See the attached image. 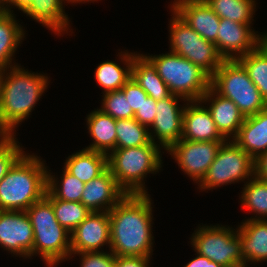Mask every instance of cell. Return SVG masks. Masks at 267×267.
Masks as SVG:
<instances>
[{
    "mask_svg": "<svg viewBox=\"0 0 267 267\" xmlns=\"http://www.w3.org/2000/svg\"><path fill=\"white\" fill-rule=\"evenodd\" d=\"M64 169L84 183L101 175L107 168V155L83 148L69 155Z\"/></svg>",
    "mask_w": 267,
    "mask_h": 267,
    "instance_id": "d4e9b609",
    "label": "cell"
},
{
    "mask_svg": "<svg viewBox=\"0 0 267 267\" xmlns=\"http://www.w3.org/2000/svg\"><path fill=\"white\" fill-rule=\"evenodd\" d=\"M13 13H5L0 17V71L17 65L13 64L14 55L25 38L24 27L16 20Z\"/></svg>",
    "mask_w": 267,
    "mask_h": 267,
    "instance_id": "4316f807",
    "label": "cell"
},
{
    "mask_svg": "<svg viewBox=\"0 0 267 267\" xmlns=\"http://www.w3.org/2000/svg\"><path fill=\"white\" fill-rule=\"evenodd\" d=\"M65 1L69 4L68 0H33L32 4L23 13L57 36H61L65 31L66 33H74L69 29L71 21L64 10Z\"/></svg>",
    "mask_w": 267,
    "mask_h": 267,
    "instance_id": "7402d4cb",
    "label": "cell"
},
{
    "mask_svg": "<svg viewBox=\"0 0 267 267\" xmlns=\"http://www.w3.org/2000/svg\"><path fill=\"white\" fill-rule=\"evenodd\" d=\"M260 45L267 51V32L260 35Z\"/></svg>",
    "mask_w": 267,
    "mask_h": 267,
    "instance_id": "ee69618b",
    "label": "cell"
},
{
    "mask_svg": "<svg viewBox=\"0 0 267 267\" xmlns=\"http://www.w3.org/2000/svg\"><path fill=\"white\" fill-rule=\"evenodd\" d=\"M33 0H4V7L7 13H12V8H18V10H21L24 12L31 4ZM12 6V7H11Z\"/></svg>",
    "mask_w": 267,
    "mask_h": 267,
    "instance_id": "b9f144b4",
    "label": "cell"
},
{
    "mask_svg": "<svg viewBox=\"0 0 267 267\" xmlns=\"http://www.w3.org/2000/svg\"><path fill=\"white\" fill-rule=\"evenodd\" d=\"M151 257L116 256L115 267H149Z\"/></svg>",
    "mask_w": 267,
    "mask_h": 267,
    "instance_id": "f35d334b",
    "label": "cell"
},
{
    "mask_svg": "<svg viewBox=\"0 0 267 267\" xmlns=\"http://www.w3.org/2000/svg\"><path fill=\"white\" fill-rule=\"evenodd\" d=\"M102 106L99 108L114 119L134 118V113L122 90L103 93Z\"/></svg>",
    "mask_w": 267,
    "mask_h": 267,
    "instance_id": "836d02e7",
    "label": "cell"
},
{
    "mask_svg": "<svg viewBox=\"0 0 267 267\" xmlns=\"http://www.w3.org/2000/svg\"><path fill=\"white\" fill-rule=\"evenodd\" d=\"M194 252L224 267L244 264L237 228L223 225L198 226L190 238Z\"/></svg>",
    "mask_w": 267,
    "mask_h": 267,
    "instance_id": "9c48e42d",
    "label": "cell"
},
{
    "mask_svg": "<svg viewBox=\"0 0 267 267\" xmlns=\"http://www.w3.org/2000/svg\"><path fill=\"white\" fill-rule=\"evenodd\" d=\"M131 77L155 101L171 95L168 86L158 75L156 66L145 54L134 52Z\"/></svg>",
    "mask_w": 267,
    "mask_h": 267,
    "instance_id": "cb8c5ba5",
    "label": "cell"
},
{
    "mask_svg": "<svg viewBox=\"0 0 267 267\" xmlns=\"http://www.w3.org/2000/svg\"><path fill=\"white\" fill-rule=\"evenodd\" d=\"M157 101H155L152 97H147L146 100L143 101L140 109L134 114V118L142 125L146 127H150L154 122L156 111H157Z\"/></svg>",
    "mask_w": 267,
    "mask_h": 267,
    "instance_id": "74e56055",
    "label": "cell"
},
{
    "mask_svg": "<svg viewBox=\"0 0 267 267\" xmlns=\"http://www.w3.org/2000/svg\"><path fill=\"white\" fill-rule=\"evenodd\" d=\"M26 213L33 227V256L40 255L47 267H57L62 261H68L70 232L57 221L52 204L44 197L32 204Z\"/></svg>",
    "mask_w": 267,
    "mask_h": 267,
    "instance_id": "5b68a950",
    "label": "cell"
},
{
    "mask_svg": "<svg viewBox=\"0 0 267 267\" xmlns=\"http://www.w3.org/2000/svg\"><path fill=\"white\" fill-rule=\"evenodd\" d=\"M11 136L12 135L3 127L0 121V141L5 140Z\"/></svg>",
    "mask_w": 267,
    "mask_h": 267,
    "instance_id": "7bdbcfd3",
    "label": "cell"
},
{
    "mask_svg": "<svg viewBox=\"0 0 267 267\" xmlns=\"http://www.w3.org/2000/svg\"><path fill=\"white\" fill-rule=\"evenodd\" d=\"M248 265L247 264H243V265H239V266H236V267H247Z\"/></svg>",
    "mask_w": 267,
    "mask_h": 267,
    "instance_id": "7dc6e473",
    "label": "cell"
},
{
    "mask_svg": "<svg viewBox=\"0 0 267 267\" xmlns=\"http://www.w3.org/2000/svg\"><path fill=\"white\" fill-rule=\"evenodd\" d=\"M177 1H179V0H174L173 3L171 2L170 6H172Z\"/></svg>",
    "mask_w": 267,
    "mask_h": 267,
    "instance_id": "c3c4849f",
    "label": "cell"
},
{
    "mask_svg": "<svg viewBox=\"0 0 267 267\" xmlns=\"http://www.w3.org/2000/svg\"><path fill=\"white\" fill-rule=\"evenodd\" d=\"M182 139L190 141H226L216 128L206 106L198 101L184 103Z\"/></svg>",
    "mask_w": 267,
    "mask_h": 267,
    "instance_id": "d6986e66",
    "label": "cell"
},
{
    "mask_svg": "<svg viewBox=\"0 0 267 267\" xmlns=\"http://www.w3.org/2000/svg\"><path fill=\"white\" fill-rule=\"evenodd\" d=\"M76 254L81 257L80 267H115L116 256L111 251L73 253L69 260Z\"/></svg>",
    "mask_w": 267,
    "mask_h": 267,
    "instance_id": "d590c367",
    "label": "cell"
},
{
    "mask_svg": "<svg viewBox=\"0 0 267 267\" xmlns=\"http://www.w3.org/2000/svg\"><path fill=\"white\" fill-rule=\"evenodd\" d=\"M119 60L123 62L124 66L121 67L115 61H104L100 63L94 73L95 80L101 86L102 93L109 91L121 90L126 82L131 78V68L133 63V52L121 51L118 53Z\"/></svg>",
    "mask_w": 267,
    "mask_h": 267,
    "instance_id": "484cf974",
    "label": "cell"
},
{
    "mask_svg": "<svg viewBox=\"0 0 267 267\" xmlns=\"http://www.w3.org/2000/svg\"><path fill=\"white\" fill-rule=\"evenodd\" d=\"M40 156L24 153L0 180V210L26 211L47 192V166Z\"/></svg>",
    "mask_w": 267,
    "mask_h": 267,
    "instance_id": "3957f363",
    "label": "cell"
},
{
    "mask_svg": "<svg viewBox=\"0 0 267 267\" xmlns=\"http://www.w3.org/2000/svg\"><path fill=\"white\" fill-rule=\"evenodd\" d=\"M225 141H190L180 139L167 153L196 184L200 183Z\"/></svg>",
    "mask_w": 267,
    "mask_h": 267,
    "instance_id": "8fae6325",
    "label": "cell"
},
{
    "mask_svg": "<svg viewBox=\"0 0 267 267\" xmlns=\"http://www.w3.org/2000/svg\"><path fill=\"white\" fill-rule=\"evenodd\" d=\"M237 231L244 264L267 262V220L245 219Z\"/></svg>",
    "mask_w": 267,
    "mask_h": 267,
    "instance_id": "ffe728a7",
    "label": "cell"
},
{
    "mask_svg": "<svg viewBox=\"0 0 267 267\" xmlns=\"http://www.w3.org/2000/svg\"><path fill=\"white\" fill-rule=\"evenodd\" d=\"M178 100L187 102L184 98L172 94L168 98L157 101L156 116L149 127L151 141L165 151L182 138L185 106L180 105Z\"/></svg>",
    "mask_w": 267,
    "mask_h": 267,
    "instance_id": "4fadbf2b",
    "label": "cell"
},
{
    "mask_svg": "<svg viewBox=\"0 0 267 267\" xmlns=\"http://www.w3.org/2000/svg\"><path fill=\"white\" fill-rule=\"evenodd\" d=\"M170 11L172 12L169 22L170 52L188 59L212 77L224 61L215 44L203 39L172 8Z\"/></svg>",
    "mask_w": 267,
    "mask_h": 267,
    "instance_id": "ba28073f",
    "label": "cell"
},
{
    "mask_svg": "<svg viewBox=\"0 0 267 267\" xmlns=\"http://www.w3.org/2000/svg\"><path fill=\"white\" fill-rule=\"evenodd\" d=\"M210 87L222 97L232 100L244 117L267 108V102L238 60H224L211 77Z\"/></svg>",
    "mask_w": 267,
    "mask_h": 267,
    "instance_id": "52a82bcc",
    "label": "cell"
},
{
    "mask_svg": "<svg viewBox=\"0 0 267 267\" xmlns=\"http://www.w3.org/2000/svg\"><path fill=\"white\" fill-rule=\"evenodd\" d=\"M126 195L107 168L101 175L85 183L80 202L91 212H109Z\"/></svg>",
    "mask_w": 267,
    "mask_h": 267,
    "instance_id": "2e32d148",
    "label": "cell"
},
{
    "mask_svg": "<svg viewBox=\"0 0 267 267\" xmlns=\"http://www.w3.org/2000/svg\"><path fill=\"white\" fill-rule=\"evenodd\" d=\"M191 261H189L184 267H224L221 264L215 263L214 261L209 260L207 257L202 256L198 253Z\"/></svg>",
    "mask_w": 267,
    "mask_h": 267,
    "instance_id": "60d3db41",
    "label": "cell"
},
{
    "mask_svg": "<svg viewBox=\"0 0 267 267\" xmlns=\"http://www.w3.org/2000/svg\"><path fill=\"white\" fill-rule=\"evenodd\" d=\"M203 39L217 41L219 16L204 0H179L171 7Z\"/></svg>",
    "mask_w": 267,
    "mask_h": 267,
    "instance_id": "e0dca14e",
    "label": "cell"
},
{
    "mask_svg": "<svg viewBox=\"0 0 267 267\" xmlns=\"http://www.w3.org/2000/svg\"><path fill=\"white\" fill-rule=\"evenodd\" d=\"M53 207L59 224L70 233L91 213L81 202L63 201L57 198H46Z\"/></svg>",
    "mask_w": 267,
    "mask_h": 267,
    "instance_id": "d6a6232c",
    "label": "cell"
},
{
    "mask_svg": "<svg viewBox=\"0 0 267 267\" xmlns=\"http://www.w3.org/2000/svg\"><path fill=\"white\" fill-rule=\"evenodd\" d=\"M241 192L240 202L242 209L253 213L250 220H267V181L257 178L255 175L245 181Z\"/></svg>",
    "mask_w": 267,
    "mask_h": 267,
    "instance_id": "83f0119b",
    "label": "cell"
},
{
    "mask_svg": "<svg viewBox=\"0 0 267 267\" xmlns=\"http://www.w3.org/2000/svg\"><path fill=\"white\" fill-rule=\"evenodd\" d=\"M48 80L45 74L26 71L18 64L0 71V121L12 136L45 93Z\"/></svg>",
    "mask_w": 267,
    "mask_h": 267,
    "instance_id": "7a4b0ae2",
    "label": "cell"
},
{
    "mask_svg": "<svg viewBox=\"0 0 267 267\" xmlns=\"http://www.w3.org/2000/svg\"><path fill=\"white\" fill-rule=\"evenodd\" d=\"M151 142L149 128L135 118L117 119L116 148L140 147Z\"/></svg>",
    "mask_w": 267,
    "mask_h": 267,
    "instance_id": "4dcf8cb0",
    "label": "cell"
},
{
    "mask_svg": "<svg viewBox=\"0 0 267 267\" xmlns=\"http://www.w3.org/2000/svg\"><path fill=\"white\" fill-rule=\"evenodd\" d=\"M33 227L26 211L0 210V247L15 256H33Z\"/></svg>",
    "mask_w": 267,
    "mask_h": 267,
    "instance_id": "7c38bea8",
    "label": "cell"
},
{
    "mask_svg": "<svg viewBox=\"0 0 267 267\" xmlns=\"http://www.w3.org/2000/svg\"><path fill=\"white\" fill-rule=\"evenodd\" d=\"M145 55L156 66L172 95L198 101L209 89L211 77L188 59L170 51L162 55Z\"/></svg>",
    "mask_w": 267,
    "mask_h": 267,
    "instance_id": "8992f818",
    "label": "cell"
},
{
    "mask_svg": "<svg viewBox=\"0 0 267 267\" xmlns=\"http://www.w3.org/2000/svg\"><path fill=\"white\" fill-rule=\"evenodd\" d=\"M161 150L153 142L140 147L116 148L107 155V166L127 194H148L144 179L161 170Z\"/></svg>",
    "mask_w": 267,
    "mask_h": 267,
    "instance_id": "277c9868",
    "label": "cell"
},
{
    "mask_svg": "<svg viewBox=\"0 0 267 267\" xmlns=\"http://www.w3.org/2000/svg\"><path fill=\"white\" fill-rule=\"evenodd\" d=\"M254 175L261 180L267 181V152L254 160Z\"/></svg>",
    "mask_w": 267,
    "mask_h": 267,
    "instance_id": "ab89813d",
    "label": "cell"
},
{
    "mask_svg": "<svg viewBox=\"0 0 267 267\" xmlns=\"http://www.w3.org/2000/svg\"><path fill=\"white\" fill-rule=\"evenodd\" d=\"M251 26L225 18L220 20L215 46L224 60H238L260 45L261 34Z\"/></svg>",
    "mask_w": 267,
    "mask_h": 267,
    "instance_id": "5bb4252c",
    "label": "cell"
},
{
    "mask_svg": "<svg viewBox=\"0 0 267 267\" xmlns=\"http://www.w3.org/2000/svg\"><path fill=\"white\" fill-rule=\"evenodd\" d=\"M124 92L125 98L128 100L133 113L135 114L147 99V93L134 81L131 77L121 89Z\"/></svg>",
    "mask_w": 267,
    "mask_h": 267,
    "instance_id": "8d00e7d4",
    "label": "cell"
},
{
    "mask_svg": "<svg viewBox=\"0 0 267 267\" xmlns=\"http://www.w3.org/2000/svg\"><path fill=\"white\" fill-rule=\"evenodd\" d=\"M220 19L253 24L256 0H204Z\"/></svg>",
    "mask_w": 267,
    "mask_h": 267,
    "instance_id": "f546056e",
    "label": "cell"
},
{
    "mask_svg": "<svg viewBox=\"0 0 267 267\" xmlns=\"http://www.w3.org/2000/svg\"><path fill=\"white\" fill-rule=\"evenodd\" d=\"M86 124L92 143L85 149L108 155L116 149L117 120L100 109H95L86 117Z\"/></svg>",
    "mask_w": 267,
    "mask_h": 267,
    "instance_id": "603a6c76",
    "label": "cell"
},
{
    "mask_svg": "<svg viewBox=\"0 0 267 267\" xmlns=\"http://www.w3.org/2000/svg\"><path fill=\"white\" fill-rule=\"evenodd\" d=\"M16 135L0 141V180L13 164L25 153ZM19 143V144H18Z\"/></svg>",
    "mask_w": 267,
    "mask_h": 267,
    "instance_id": "e575fe53",
    "label": "cell"
},
{
    "mask_svg": "<svg viewBox=\"0 0 267 267\" xmlns=\"http://www.w3.org/2000/svg\"><path fill=\"white\" fill-rule=\"evenodd\" d=\"M105 245L110 247L109 212H91L70 233L71 254L103 252Z\"/></svg>",
    "mask_w": 267,
    "mask_h": 267,
    "instance_id": "9a60e30c",
    "label": "cell"
},
{
    "mask_svg": "<svg viewBox=\"0 0 267 267\" xmlns=\"http://www.w3.org/2000/svg\"><path fill=\"white\" fill-rule=\"evenodd\" d=\"M200 101L205 105L208 103L206 107L221 136L226 141L233 140L245 119L237 105L232 100L217 94L211 87Z\"/></svg>",
    "mask_w": 267,
    "mask_h": 267,
    "instance_id": "ac0fdd59",
    "label": "cell"
},
{
    "mask_svg": "<svg viewBox=\"0 0 267 267\" xmlns=\"http://www.w3.org/2000/svg\"><path fill=\"white\" fill-rule=\"evenodd\" d=\"M152 205L149 194H127L109 211V250L115 256L152 257Z\"/></svg>",
    "mask_w": 267,
    "mask_h": 267,
    "instance_id": "6da1fadb",
    "label": "cell"
},
{
    "mask_svg": "<svg viewBox=\"0 0 267 267\" xmlns=\"http://www.w3.org/2000/svg\"><path fill=\"white\" fill-rule=\"evenodd\" d=\"M253 176L254 159L233 140H227L219 147L215 160L197 188L201 191L212 190L250 180Z\"/></svg>",
    "mask_w": 267,
    "mask_h": 267,
    "instance_id": "30bf717a",
    "label": "cell"
},
{
    "mask_svg": "<svg viewBox=\"0 0 267 267\" xmlns=\"http://www.w3.org/2000/svg\"><path fill=\"white\" fill-rule=\"evenodd\" d=\"M69 1V3H71V4H73V3H85V2H97L98 0H68Z\"/></svg>",
    "mask_w": 267,
    "mask_h": 267,
    "instance_id": "f6af8a7d",
    "label": "cell"
},
{
    "mask_svg": "<svg viewBox=\"0 0 267 267\" xmlns=\"http://www.w3.org/2000/svg\"><path fill=\"white\" fill-rule=\"evenodd\" d=\"M62 173L60 181L57 176L52 175L51 170H47V192L45 198L80 202L85 183L68 173L64 168Z\"/></svg>",
    "mask_w": 267,
    "mask_h": 267,
    "instance_id": "f1b7e54d",
    "label": "cell"
},
{
    "mask_svg": "<svg viewBox=\"0 0 267 267\" xmlns=\"http://www.w3.org/2000/svg\"><path fill=\"white\" fill-rule=\"evenodd\" d=\"M238 61L248 72L249 78L267 102V51L259 45Z\"/></svg>",
    "mask_w": 267,
    "mask_h": 267,
    "instance_id": "1f68e13d",
    "label": "cell"
},
{
    "mask_svg": "<svg viewBox=\"0 0 267 267\" xmlns=\"http://www.w3.org/2000/svg\"><path fill=\"white\" fill-rule=\"evenodd\" d=\"M233 141L254 160L267 152V108L245 117Z\"/></svg>",
    "mask_w": 267,
    "mask_h": 267,
    "instance_id": "44dd1931",
    "label": "cell"
},
{
    "mask_svg": "<svg viewBox=\"0 0 267 267\" xmlns=\"http://www.w3.org/2000/svg\"><path fill=\"white\" fill-rule=\"evenodd\" d=\"M6 13L5 7H4V0H0V17L3 16Z\"/></svg>",
    "mask_w": 267,
    "mask_h": 267,
    "instance_id": "bcb514c9",
    "label": "cell"
}]
</instances>
